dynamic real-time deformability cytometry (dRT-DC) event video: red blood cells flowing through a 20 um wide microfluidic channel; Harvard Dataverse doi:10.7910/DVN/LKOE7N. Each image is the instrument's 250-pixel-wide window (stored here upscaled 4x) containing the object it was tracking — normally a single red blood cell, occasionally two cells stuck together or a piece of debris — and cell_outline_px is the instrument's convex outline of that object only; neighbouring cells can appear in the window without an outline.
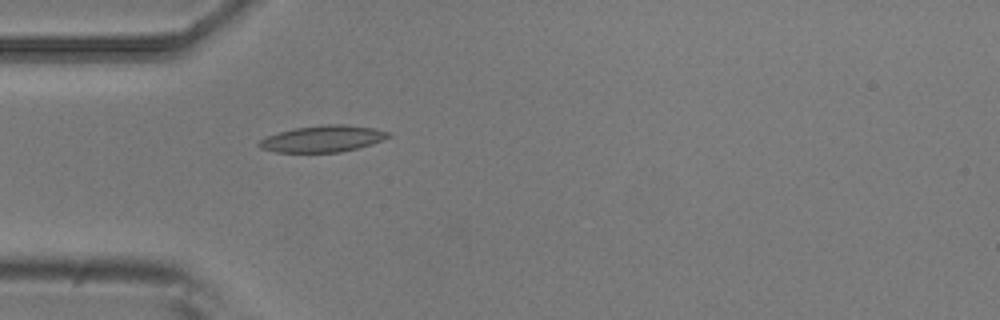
{"species": "common noctule bat (a hibernating species)", "species_latin": "Nyctalus noctula", "temperature_condition": "room temperature", "stored_images_in_passage": 5, "camera_frame_rate_fps": 3000, "um_per_image_px": 0.085, "animal": {"sex": "male", "body_mass_g": 20.5, "forearm_length_mm": 52.5}, "frame": {"image": 1, "passage_image": 5, "time_ms": 1.333, "image_size_px": [1000, 320], "cell_outline_px": [[392, 136], [384, 140], [372, 144], [340, 152], [276, 152], [260, 148], [256, 144], [260, 140], [268, 136], [280, 132], [296, 128], [328, 124], [344, 124], [372, 128], [392, 132]], "centroid_in_image_um": [27.48, 11.8], "position_along_channel_um": 57.5, "area_um2": 19.88}}